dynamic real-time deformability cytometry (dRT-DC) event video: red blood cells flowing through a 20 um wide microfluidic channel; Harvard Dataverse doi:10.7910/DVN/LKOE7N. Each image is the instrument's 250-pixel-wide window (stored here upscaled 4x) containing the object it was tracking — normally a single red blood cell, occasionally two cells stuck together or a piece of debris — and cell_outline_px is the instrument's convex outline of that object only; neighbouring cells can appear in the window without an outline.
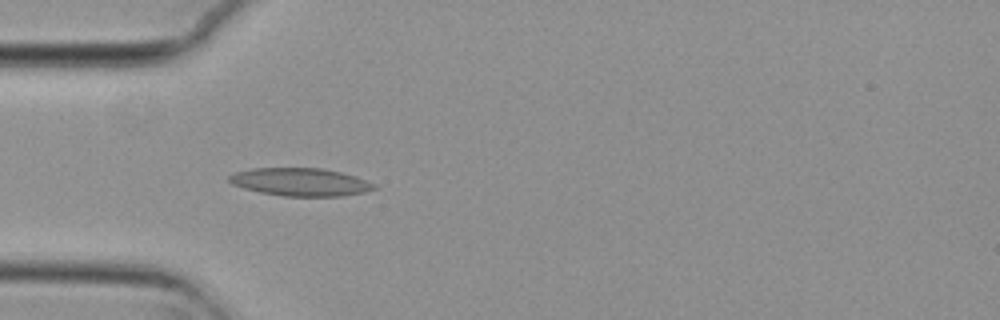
{"species": "common noctule bat (a hibernating species)", "species_latin": "Nyctalus noctula", "temperature_condition": "cold", "stored_images_in_passage": 4, "camera_frame_rate_fps": 3000, "um_per_image_px": 0.085, "animal": {"sex": "female", "body_mass_g": 29.2, "forearm_length_mm": 56.3}, "frame": {"image": 1, "passage_image": 4, "time_ms": 1.0, "image_size_px": [1000, 320], "cell_outline_px": [[380, 188], [364, 192], [344, 196], [284, 196], [260, 192], [244, 188], [232, 184], [228, 180], [228, 176], [236, 172], [252, 168], [320, 168], [340, 172], [356, 176], [376, 184]], "centroid_in_image_um": [25.57, 15.47], "position_along_channel_um": 59.4, "area_um2": 23.64}}